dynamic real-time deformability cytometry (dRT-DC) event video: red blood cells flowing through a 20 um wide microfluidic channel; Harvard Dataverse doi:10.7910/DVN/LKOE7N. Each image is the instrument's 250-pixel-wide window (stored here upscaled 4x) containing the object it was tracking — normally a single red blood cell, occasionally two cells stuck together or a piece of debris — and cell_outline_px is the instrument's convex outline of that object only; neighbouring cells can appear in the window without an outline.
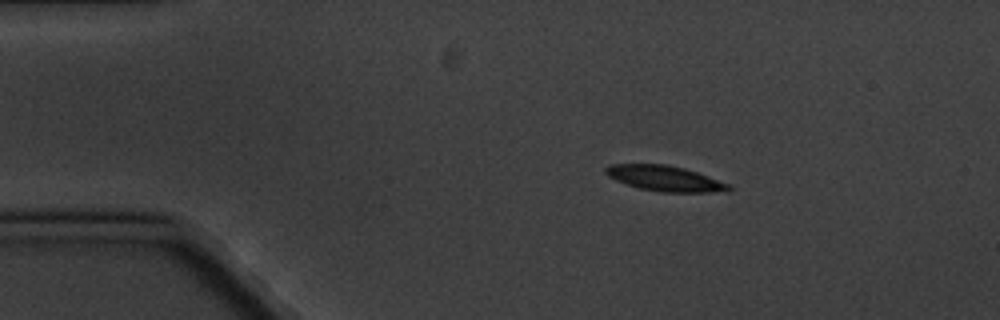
{"species": "common noctule bat (a hibernating species)", "species_latin": "Nyctalus noctula", "temperature_condition": "cold", "stored_images_in_passage": 4, "camera_frame_rate_fps": 3000, "um_per_image_px": 0.085, "animal": {"sex": "male", "body_mass_g": 20.1, "forearm_length_mm": 53.5}, "frame": {"image": 1, "passage_image": 2, "time_ms": 1.0, "image_size_px": [1000, 320], "cell_outline_px": [[732, 188], [708, 192], [664, 192], [640, 188], [616, 180], [608, 176], [604, 172], [604, 168], [608, 164], [664, 164], [684, 168], [708, 176], [728, 184]], "centroid_in_image_um": [56.43, 15.14], "position_along_channel_um": 28.6, "area_um2": 17.8}}